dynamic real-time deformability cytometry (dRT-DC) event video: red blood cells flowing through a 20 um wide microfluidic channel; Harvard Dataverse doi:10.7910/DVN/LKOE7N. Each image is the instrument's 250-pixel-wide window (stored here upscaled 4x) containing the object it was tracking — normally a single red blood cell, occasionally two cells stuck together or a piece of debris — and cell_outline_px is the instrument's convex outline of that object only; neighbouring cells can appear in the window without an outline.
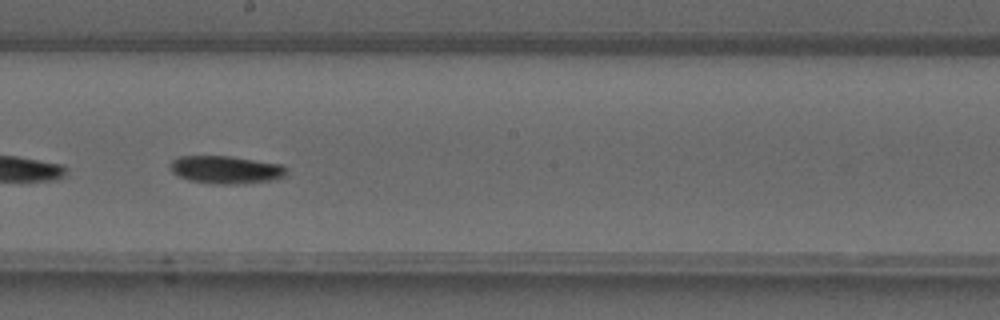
{"species": "common noctule bat (a hibernating species)", "species_latin": "Nyctalus noctula", "temperature_condition": "warm", "stored_images_in_passage": 42, "camera_frame_rate_fps": 3000, "um_per_image_px": 0.085, "animal": {"sex": "male", "forearm_length_mm": 52.5}, "frame": {"image": 1, "passage_image": 24, "time_ms": 7.667, "image_size_px": [1000, 320], "cell_outline_px": [[288, 176], [272, 180], [244, 184], [216, 184], [188, 180], [172, 172], [168, 164], [172, 160], [180, 156], [228, 156], [280, 164], [288, 168]], "centroid_in_image_um": [19.23, 14.43], "position_along_channel_um": 229.0, "area_um2": 19.02}}